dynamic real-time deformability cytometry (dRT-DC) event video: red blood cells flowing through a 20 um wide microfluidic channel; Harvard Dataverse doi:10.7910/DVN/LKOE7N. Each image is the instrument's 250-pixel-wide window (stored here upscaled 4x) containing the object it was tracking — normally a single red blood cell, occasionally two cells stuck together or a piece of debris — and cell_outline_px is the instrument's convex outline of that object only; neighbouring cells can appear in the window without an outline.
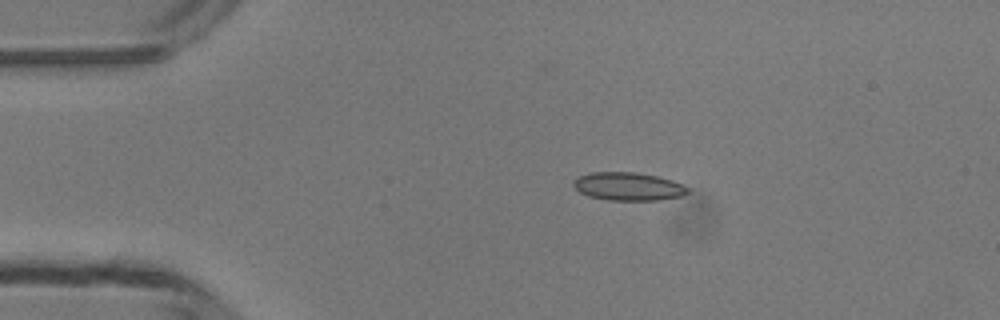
{"species": "common noctule bat (a hibernating species)", "species_latin": "Nyctalus noctula", "temperature_condition": "room temperature", "stored_images_in_passage": 40, "camera_frame_rate_fps": 3000, "um_per_image_px": 0.085, "animal": {"sex": "male", "body_mass_g": 13.3}, "frame": {"image": 1, "passage_image": 1, "time_ms": 0.0, "image_size_px": [1000, 320], "cell_outline_px": [[688, 192], [680, 196], [660, 200], [608, 200], [588, 196], [580, 192], [572, 184], [572, 180], [588, 172], [636, 172], [656, 176], [672, 180], [688, 188]], "centroid_in_image_um": [53.35, 15.84], "position_along_channel_um": 31.6, "area_um2": 18.67}}
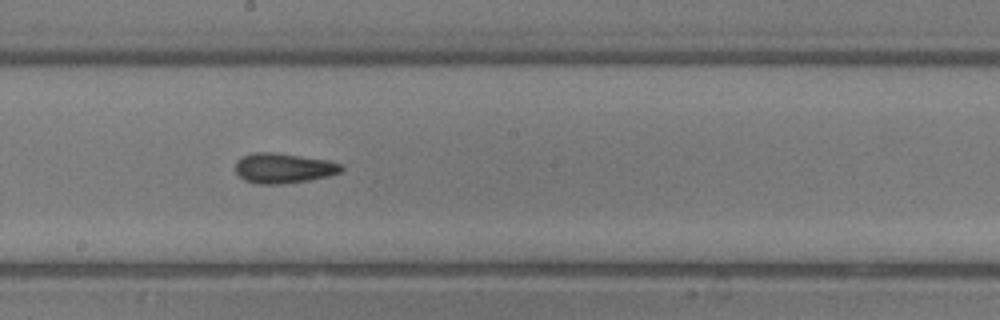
{"frame": {"image": 2, "passage_image": 18, "time_ms": 5.667, "image_size_px": [1000, 320], "cell_outline_px": [[344, 168], [340, 172], [328, 176], [308, 180], [280, 184], [256, 184], [244, 180], [236, 172], [236, 160], [252, 152], [272, 152], [328, 160], [340, 164]], "centroid_in_image_um": [24.07, 14.29], "position_along_channel_um": 224.1, "area_um2": 18.44}}
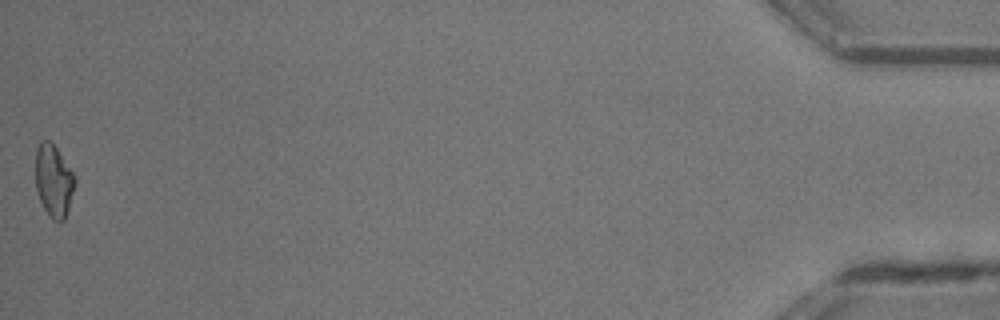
{"frame": {"image": 3, "passage_image": 40, "time_ms": 13.0, "image_size_px": [1000, 320], "cell_outline_px": [[76, 180], [68, 208], [64, 220], [52, 220], [48, 216], [40, 200], [36, 188], [36, 148], [40, 140], [48, 140], [56, 148], [72, 172]], "centroid_in_image_um": [4.54, 15.36], "position_along_channel_um": 430.7, "area_um2": 16.24}, "authors_computed_cell_mechanics": {"area_um2": 17.629, "velocity_mm_per_s": 4.2305, "shape_relaxation_time_tau1_ms": null, "shape_relaxation_time_tau2_ms": 4.4858, "deformation_change_tau1": null, "deformation_change_tau2": 0.1148}}